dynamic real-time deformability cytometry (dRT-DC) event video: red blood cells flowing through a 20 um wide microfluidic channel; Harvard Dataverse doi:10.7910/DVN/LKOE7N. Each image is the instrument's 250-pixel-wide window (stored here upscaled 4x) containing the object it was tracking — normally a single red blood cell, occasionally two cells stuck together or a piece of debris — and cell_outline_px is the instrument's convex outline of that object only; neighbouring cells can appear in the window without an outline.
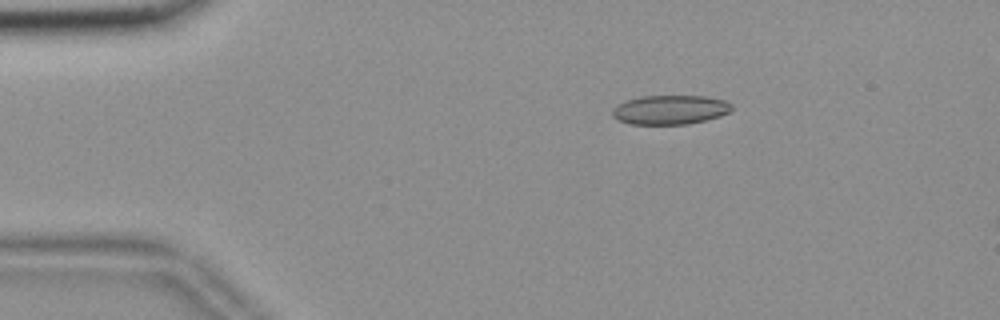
{"species": "common noctule bat (a hibernating species)", "species_latin": "Nyctalus noctula", "temperature_condition": "room temperature", "stored_images_in_passage": 17, "camera_frame_rate_fps": 3000, "um_per_image_px": 0.085, "animal": {"sex": "female", "body_mass_g": 18.4}, "frame": {"image": 1, "passage_image": 10, "time_ms": 3.0, "image_size_px": [1000, 320], "cell_outline_px": [[732, 108], [728, 112], [720, 116], [688, 124], [628, 124], [612, 116], [612, 108], [616, 104], [624, 100], [640, 96], [708, 96], [724, 100], [732, 104]], "centroid_in_image_um": [56.92, 9.32], "position_along_channel_um": 28.1, "area_um2": 20.46}}